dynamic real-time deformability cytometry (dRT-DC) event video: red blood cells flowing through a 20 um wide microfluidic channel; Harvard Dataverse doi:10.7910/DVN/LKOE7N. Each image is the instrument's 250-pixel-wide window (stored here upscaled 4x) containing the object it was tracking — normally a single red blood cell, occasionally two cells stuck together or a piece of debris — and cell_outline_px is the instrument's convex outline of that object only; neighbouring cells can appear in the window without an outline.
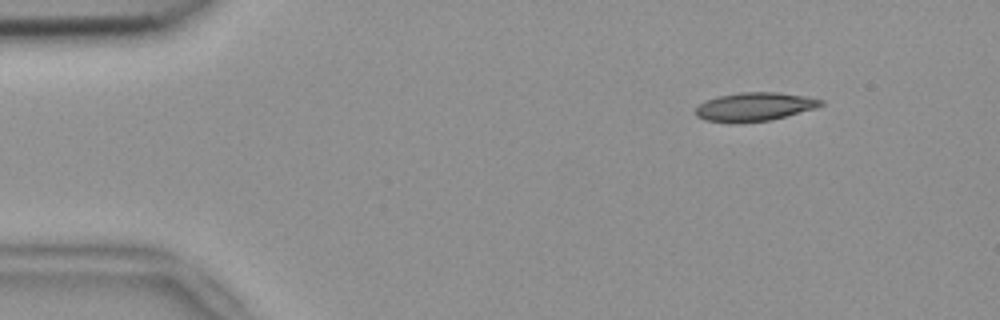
{"species": "common noctule bat (a hibernating species)", "species_latin": "Nyctalus noctula", "temperature_condition": "room temperature", "stored_images_in_passage": 5, "camera_frame_rate_fps": 3000, "um_per_image_px": 0.085, "animal": {"sex": "female", "body_mass_g": 18.4}, "frame": {"image": 1, "passage_image": 3, "time_ms": 0.667, "image_size_px": [1000, 320], "cell_outline_px": [[824, 104], [816, 108], [772, 120], [704, 120], [696, 116], [696, 108], [704, 100], [716, 96], [740, 92], [776, 92], [804, 96], [824, 100]], "centroid_in_image_um": [64.17, 9.03], "position_along_channel_um": 20.8, "area_um2": 20.23}}